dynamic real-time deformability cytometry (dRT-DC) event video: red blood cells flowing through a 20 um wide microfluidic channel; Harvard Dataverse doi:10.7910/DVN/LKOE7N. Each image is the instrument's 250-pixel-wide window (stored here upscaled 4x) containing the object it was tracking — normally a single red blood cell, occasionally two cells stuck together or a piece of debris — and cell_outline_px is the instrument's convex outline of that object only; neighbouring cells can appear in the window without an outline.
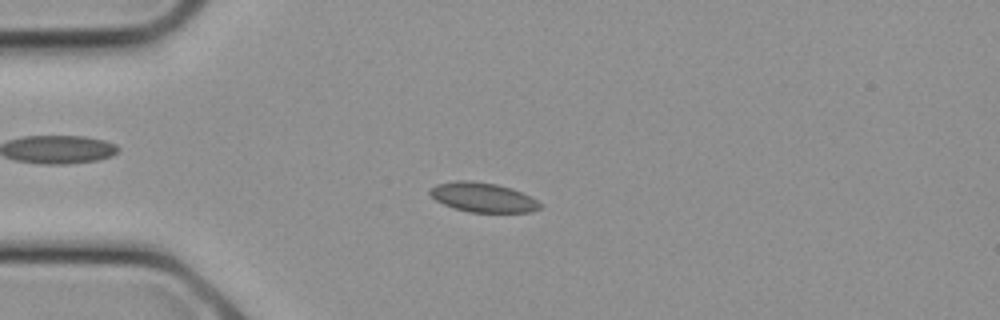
{"species": "common noctule bat (a hibernating species)", "species_latin": "Nyctalus noctula", "temperature_condition": "cold", "stored_images_in_passage": 9, "camera_frame_rate_fps": 3000, "um_per_image_px": 0.085, "animal": {"sex": "female", "body_mass_g": 21.9}, "frame": {"image": 1, "passage_image": 6, "time_ms": 1.667, "image_size_px": [1000, 320], "cell_outline_px": [[544, 204], [540, 208], [532, 212], [468, 212], [452, 208], [436, 200], [428, 192], [428, 188], [436, 184], [456, 180], [468, 180], [496, 184], [512, 188]], "centroid_in_image_um": [41.02, 16.77], "position_along_channel_um": 44.0, "area_um2": 19.02}}
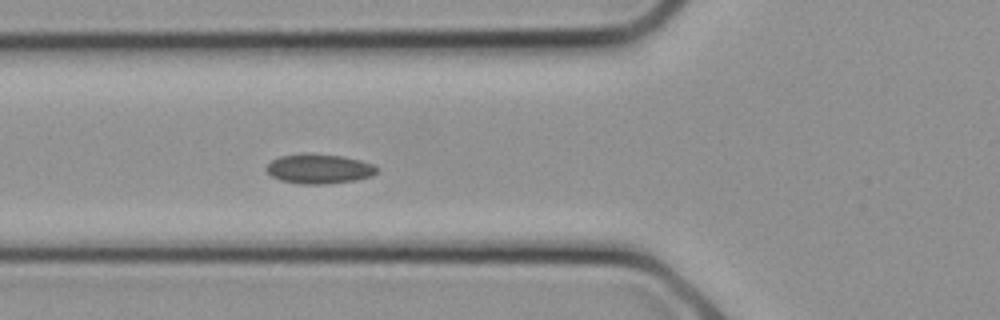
{"frame": {"image": 2, "passage_image": 9, "time_ms": 2.667, "image_size_px": [1000, 320], "cell_outline_px": [[380, 168], [372, 176], [356, 180], [324, 184], [300, 184], [280, 180], [272, 176], [264, 168], [272, 160], [280, 156], [304, 152], [344, 156], [360, 160], [372, 164]], "centroid_in_image_um": [27.12, 14.33], "position_along_channel_um": 98.7, "area_um2": 19.31}}